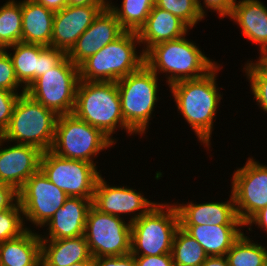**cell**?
I'll use <instances>...</instances> for the list:
<instances>
[{"label":"cell","mask_w":267,"mask_h":266,"mask_svg":"<svg viewBox=\"0 0 267 266\" xmlns=\"http://www.w3.org/2000/svg\"><path fill=\"white\" fill-rule=\"evenodd\" d=\"M219 69L220 64H217L203 77L182 80L169 86L177 110L207 149L211 146L214 118L222 99L216 81Z\"/></svg>","instance_id":"obj_1"},{"label":"cell","mask_w":267,"mask_h":266,"mask_svg":"<svg viewBox=\"0 0 267 266\" xmlns=\"http://www.w3.org/2000/svg\"><path fill=\"white\" fill-rule=\"evenodd\" d=\"M185 37L160 42L144 53V64L156 75L165 73L169 86L182 80L203 77L218 64Z\"/></svg>","instance_id":"obj_2"},{"label":"cell","mask_w":267,"mask_h":266,"mask_svg":"<svg viewBox=\"0 0 267 266\" xmlns=\"http://www.w3.org/2000/svg\"><path fill=\"white\" fill-rule=\"evenodd\" d=\"M73 114L93 127L100 129L114 143L116 129L135 134L124 122L120 95L116 82L80 80L75 98Z\"/></svg>","instance_id":"obj_3"},{"label":"cell","mask_w":267,"mask_h":266,"mask_svg":"<svg viewBox=\"0 0 267 266\" xmlns=\"http://www.w3.org/2000/svg\"><path fill=\"white\" fill-rule=\"evenodd\" d=\"M136 44L140 45L137 32L125 31L79 65L80 80L117 82L138 71L144 65L145 55L142 51L138 55Z\"/></svg>","instance_id":"obj_4"},{"label":"cell","mask_w":267,"mask_h":266,"mask_svg":"<svg viewBox=\"0 0 267 266\" xmlns=\"http://www.w3.org/2000/svg\"><path fill=\"white\" fill-rule=\"evenodd\" d=\"M57 119L58 115L54 111L27 93L20 94L2 138L5 142L31 145L46 152L52 147Z\"/></svg>","instance_id":"obj_5"},{"label":"cell","mask_w":267,"mask_h":266,"mask_svg":"<svg viewBox=\"0 0 267 266\" xmlns=\"http://www.w3.org/2000/svg\"><path fill=\"white\" fill-rule=\"evenodd\" d=\"M179 228L174 204L158 203L131 223V254L158 256L172 253L173 239Z\"/></svg>","instance_id":"obj_6"},{"label":"cell","mask_w":267,"mask_h":266,"mask_svg":"<svg viewBox=\"0 0 267 266\" xmlns=\"http://www.w3.org/2000/svg\"><path fill=\"white\" fill-rule=\"evenodd\" d=\"M158 75L145 64L136 72L118 80L121 111L126 125L137 135L146 134L154 107L160 99L157 95Z\"/></svg>","instance_id":"obj_7"},{"label":"cell","mask_w":267,"mask_h":266,"mask_svg":"<svg viewBox=\"0 0 267 266\" xmlns=\"http://www.w3.org/2000/svg\"><path fill=\"white\" fill-rule=\"evenodd\" d=\"M113 144L100 129L72 113L58 116L50 151L62 158L82 160L97 166L94 158Z\"/></svg>","instance_id":"obj_8"},{"label":"cell","mask_w":267,"mask_h":266,"mask_svg":"<svg viewBox=\"0 0 267 266\" xmlns=\"http://www.w3.org/2000/svg\"><path fill=\"white\" fill-rule=\"evenodd\" d=\"M79 82V66L66 55L55 67L36 78L25 93L58 116L72 114Z\"/></svg>","instance_id":"obj_9"},{"label":"cell","mask_w":267,"mask_h":266,"mask_svg":"<svg viewBox=\"0 0 267 266\" xmlns=\"http://www.w3.org/2000/svg\"><path fill=\"white\" fill-rule=\"evenodd\" d=\"M40 170L68 197L86 199H93L97 180L102 175L93 163L62 158L50 150L42 152Z\"/></svg>","instance_id":"obj_10"},{"label":"cell","mask_w":267,"mask_h":266,"mask_svg":"<svg viewBox=\"0 0 267 266\" xmlns=\"http://www.w3.org/2000/svg\"><path fill=\"white\" fill-rule=\"evenodd\" d=\"M84 236L94 258L131 253V223L123 217L102 213L93 205L87 214Z\"/></svg>","instance_id":"obj_11"},{"label":"cell","mask_w":267,"mask_h":266,"mask_svg":"<svg viewBox=\"0 0 267 266\" xmlns=\"http://www.w3.org/2000/svg\"><path fill=\"white\" fill-rule=\"evenodd\" d=\"M231 181L236 214L246 225L267 206V165L250 157L243 167L234 171Z\"/></svg>","instance_id":"obj_12"},{"label":"cell","mask_w":267,"mask_h":266,"mask_svg":"<svg viewBox=\"0 0 267 266\" xmlns=\"http://www.w3.org/2000/svg\"><path fill=\"white\" fill-rule=\"evenodd\" d=\"M18 197L23 217L39 228L51 220L68 198L40 169L25 182Z\"/></svg>","instance_id":"obj_13"},{"label":"cell","mask_w":267,"mask_h":266,"mask_svg":"<svg viewBox=\"0 0 267 266\" xmlns=\"http://www.w3.org/2000/svg\"><path fill=\"white\" fill-rule=\"evenodd\" d=\"M156 204L158 202L149 201L140 191L127 185L110 186L102 176L97 180L92 200V205L102 213L118 217L133 214L129 218L130 223L148 213Z\"/></svg>","instance_id":"obj_14"},{"label":"cell","mask_w":267,"mask_h":266,"mask_svg":"<svg viewBox=\"0 0 267 266\" xmlns=\"http://www.w3.org/2000/svg\"><path fill=\"white\" fill-rule=\"evenodd\" d=\"M19 83L27 89L29 85L48 70L55 67L67 54L61 49L39 44L16 43L6 49Z\"/></svg>","instance_id":"obj_15"},{"label":"cell","mask_w":267,"mask_h":266,"mask_svg":"<svg viewBox=\"0 0 267 266\" xmlns=\"http://www.w3.org/2000/svg\"><path fill=\"white\" fill-rule=\"evenodd\" d=\"M105 7L107 5H67L55 12L51 47L61 49L67 54Z\"/></svg>","instance_id":"obj_16"},{"label":"cell","mask_w":267,"mask_h":266,"mask_svg":"<svg viewBox=\"0 0 267 266\" xmlns=\"http://www.w3.org/2000/svg\"><path fill=\"white\" fill-rule=\"evenodd\" d=\"M125 30L115 14L105 7L94 19L90 27L78 38L67 53L70 61L79 66L88 57L100 51L105 45L115 41Z\"/></svg>","instance_id":"obj_17"},{"label":"cell","mask_w":267,"mask_h":266,"mask_svg":"<svg viewBox=\"0 0 267 266\" xmlns=\"http://www.w3.org/2000/svg\"><path fill=\"white\" fill-rule=\"evenodd\" d=\"M5 140L0 139V146ZM42 151L31 145L13 144L0 147V183L19 191L25 182L40 169Z\"/></svg>","instance_id":"obj_18"},{"label":"cell","mask_w":267,"mask_h":266,"mask_svg":"<svg viewBox=\"0 0 267 266\" xmlns=\"http://www.w3.org/2000/svg\"><path fill=\"white\" fill-rule=\"evenodd\" d=\"M177 203L179 225H245L236 214L232 193L225 202Z\"/></svg>","instance_id":"obj_19"},{"label":"cell","mask_w":267,"mask_h":266,"mask_svg":"<svg viewBox=\"0 0 267 266\" xmlns=\"http://www.w3.org/2000/svg\"><path fill=\"white\" fill-rule=\"evenodd\" d=\"M93 199L68 197L51 220L44 226L49 230L41 240H57L84 235L87 214ZM43 236V237H42ZM45 236V237H44Z\"/></svg>","instance_id":"obj_20"},{"label":"cell","mask_w":267,"mask_h":266,"mask_svg":"<svg viewBox=\"0 0 267 266\" xmlns=\"http://www.w3.org/2000/svg\"><path fill=\"white\" fill-rule=\"evenodd\" d=\"M190 28L174 14L153 6L145 24L137 32L141 49L145 53L160 42L175 40L187 35Z\"/></svg>","instance_id":"obj_21"},{"label":"cell","mask_w":267,"mask_h":266,"mask_svg":"<svg viewBox=\"0 0 267 266\" xmlns=\"http://www.w3.org/2000/svg\"><path fill=\"white\" fill-rule=\"evenodd\" d=\"M229 18L239 25L243 36L258 44L259 51L267 48V6L262 1H236Z\"/></svg>","instance_id":"obj_22"},{"label":"cell","mask_w":267,"mask_h":266,"mask_svg":"<svg viewBox=\"0 0 267 266\" xmlns=\"http://www.w3.org/2000/svg\"><path fill=\"white\" fill-rule=\"evenodd\" d=\"M179 226L201 245L208 256H225L244 233L241 230L245 227V225Z\"/></svg>","instance_id":"obj_23"},{"label":"cell","mask_w":267,"mask_h":266,"mask_svg":"<svg viewBox=\"0 0 267 266\" xmlns=\"http://www.w3.org/2000/svg\"><path fill=\"white\" fill-rule=\"evenodd\" d=\"M22 42L51 46L54 14L35 0L21 1Z\"/></svg>","instance_id":"obj_24"},{"label":"cell","mask_w":267,"mask_h":266,"mask_svg":"<svg viewBox=\"0 0 267 266\" xmlns=\"http://www.w3.org/2000/svg\"><path fill=\"white\" fill-rule=\"evenodd\" d=\"M41 262V236L34 230L0 243V266H38Z\"/></svg>","instance_id":"obj_25"},{"label":"cell","mask_w":267,"mask_h":266,"mask_svg":"<svg viewBox=\"0 0 267 266\" xmlns=\"http://www.w3.org/2000/svg\"><path fill=\"white\" fill-rule=\"evenodd\" d=\"M91 256L84 235L57 240H41L43 266H71Z\"/></svg>","instance_id":"obj_26"},{"label":"cell","mask_w":267,"mask_h":266,"mask_svg":"<svg viewBox=\"0 0 267 266\" xmlns=\"http://www.w3.org/2000/svg\"><path fill=\"white\" fill-rule=\"evenodd\" d=\"M108 0L107 6L115 14L125 31L138 32L145 24L155 0H123L121 7H116Z\"/></svg>","instance_id":"obj_27"},{"label":"cell","mask_w":267,"mask_h":266,"mask_svg":"<svg viewBox=\"0 0 267 266\" xmlns=\"http://www.w3.org/2000/svg\"><path fill=\"white\" fill-rule=\"evenodd\" d=\"M22 42L21 1L9 0L0 7V49Z\"/></svg>","instance_id":"obj_28"},{"label":"cell","mask_w":267,"mask_h":266,"mask_svg":"<svg viewBox=\"0 0 267 266\" xmlns=\"http://www.w3.org/2000/svg\"><path fill=\"white\" fill-rule=\"evenodd\" d=\"M225 257L229 266H262L267 262V248L243 233Z\"/></svg>","instance_id":"obj_29"},{"label":"cell","mask_w":267,"mask_h":266,"mask_svg":"<svg viewBox=\"0 0 267 266\" xmlns=\"http://www.w3.org/2000/svg\"><path fill=\"white\" fill-rule=\"evenodd\" d=\"M171 254L175 266H200L208 257L201 245L180 226L173 239Z\"/></svg>","instance_id":"obj_30"},{"label":"cell","mask_w":267,"mask_h":266,"mask_svg":"<svg viewBox=\"0 0 267 266\" xmlns=\"http://www.w3.org/2000/svg\"><path fill=\"white\" fill-rule=\"evenodd\" d=\"M155 6L174 14L190 29L204 18L196 0H155Z\"/></svg>","instance_id":"obj_31"},{"label":"cell","mask_w":267,"mask_h":266,"mask_svg":"<svg viewBox=\"0 0 267 266\" xmlns=\"http://www.w3.org/2000/svg\"><path fill=\"white\" fill-rule=\"evenodd\" d=\"M19 201L11 208L0 211V243L19 237L28 228L25 225ZM27 227V228H26Z\"/></svg>","instance_id":"obj_32"},{"label":"cell","mask_w":267,"mask_h":266,"mask_svg":"<svg viewBox=\"0 0 267 266\" xmlns=\"http://www.w3.org/2000/svg\"><path fill=\"white\" fill-rule=\"evenodd\" d=\"M251 84V92L259 108L267 113V74L253 61L249 60L243 67Z\"/></svg>","instance_id":"obj_33"},{"label":"cell","mask_w":267,"mask_h":266,"mask_svg":"<svg viewBox=\"0 0 267 266\" xmlns=\"http://www.w3.org/2000/svg\"><path fill=\"white\" fill-rule=\"evenodd\" d=\"M8 49H0V89L10 90L12 92L18 93L22 87L23 91L26 89L19 83L15 70L8 53Z\"/></svg>","instance_id":"obj_34"},{"label":"cell","mask_w":267,"mask_h":266,"mask_svg":"<svg viewBox=\"0 0 267 266\" xmlns=\"http://www.w3.org/2000/svg\"><path fill=\"white\" fill-rule=\"evenodd\" d=\"M25 93L21 89V93H15L10 90L0 89V133L8 128L12 112L15 106L17 99L20 94Z\"/></svg>","instance_id":"obj_35"},{"label":"cell","mask_w":267,"mask_h":266,"mask_svg":"<svg viewBox=\"0 0 267 266\" xmlns=\"http://www.w3.org/2000/svg\"><path fill=\"white\" fill-rule=\"evenodd\" d=\"M199 10L203 17L206 16V8L216 11L218 15L220 16L221 20L225 17H229L233 6L236 2V0H203V5L201 4L200 0H196ZM206 7V8H205Z\"/></svg>","instance_id":"obj_36"},{"label":"cell","mask_w":267,"mask_h":266,"mask_svg":"<svg viewBox=\"0 0 267 266\" xmlns=\"http://www.w3.org/2000/svg\"><path fill=\"white\" fill-rule=\"evenodd\" d=\"M94 266H136L135 256L129 253L122 256L96 257Z\"/></svg>","instance_id":"obj_37"},{"label":"cell","mask_w":267,"mask_h":266,"mask_svg":"<svg viewBox=\"0 0 267 266\" xmlns=\"http://www.w3.org/2000/svg\"><path fill=\"white\" fill-rule=\"evenodd\" d=\"M136 266H175L172 254L135 256Z\"/></svg>","instance_id":"obj_38"},{"label":"cell","mask_w":267,"mask_h":266,"mask_svg":"<svg viewBox=\"0 0 267 266\" xmlns=\"http://www.w3.org/2000/svg\"><path fill=\"white\" fill-rule=\"evenodd\" d=\"M18 201V191L10 185L0 183V211L13 207Z\"/></svg>","instance_id":"obj_39"},{"label":"cell","mask_w":267,"mask_h":266,"mask_svg":"<svg viewBox=\"0 0 267 266\" xmlns=\"http://www.w3.org/2000/svg\"><path fill=\"white\" fill-rule=\"evenodd\" d=\"M255 224L258 228H261V230L266 231L267 233V206H265L263 209H261L259 212H257L247 223L245 226H250Z\"/></svg>","instance_id":"obj_40"},{"label":"cell","mask_w":267,"mask_h":266,"mask_svg":"<svg viewBox=\"0 0 267 266\" xmlns=\"http://www.w3.org/2000/svg\"><path fill=\"white\" fill-rule=\"evenodd\" d=\"M37 3L43 5L47 9L57 12L68 5V0H35Z\"/></svg>","instance_id":"obj_41"},{"label":"cell","mask_w":267,"mask_h":266,"mask_svg":"<svg viewBox=\"0 0 267 266\" xmlns=\"http://www.w3.org/2000/svg\"><path fill=\"white\" fill-rule=\"evenodd\" d=\"M200 266H229L225 256H208Z\"/></svg>","instance_id":"obj_42"},{"label":"cell","mask_w":267,"mask_h":266,"mask_svg":"<svg viewBox=\"0 0 267 266\" xmlns=\"http://www.w3.org/2000/svg\"><path fill=\"white\" fill-rule=\"evenodd\" d=\"M108 0H68V5L87 6V5H107Z\"/></svg>","instance_id":"obj_43"},{"label":"cell","mask_w":267,"mask_h":266,"mask_svg":"<svg viewBox=\"0 0 267 266\" xmlns=\"http://www.w3.org/2000/svg\"><path fill=\"white\" fill-rule=\"evenodd\" d=\"M260 56L256 64L267 74V48L260 50Z\"/></svg>","instance_id":"obj_44"},{"label":"cell","mask_w":267,"mask_h":266,"mask_svg":"<svg viewBox=\"0 0 267 266\" xmlns=\"http://www.w3.org/2000/svg\"><path fill=\"white\" fill-rule=\"evenodd\" d=\"M71 266H94V257L72 264Z\"/></svg>","instance_id":"obj_45"}]
</instances>
